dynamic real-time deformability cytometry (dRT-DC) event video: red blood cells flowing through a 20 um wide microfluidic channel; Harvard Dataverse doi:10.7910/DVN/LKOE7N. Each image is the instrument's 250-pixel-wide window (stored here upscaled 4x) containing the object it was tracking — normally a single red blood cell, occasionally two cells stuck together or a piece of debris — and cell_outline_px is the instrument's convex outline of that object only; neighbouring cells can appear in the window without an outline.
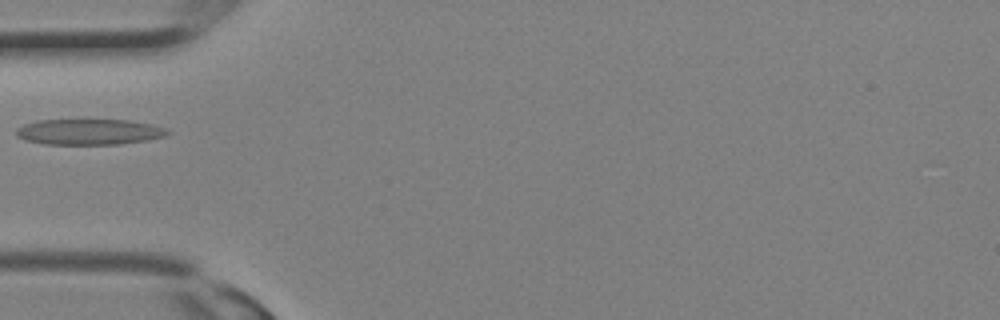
{"species": "Egyptian fruit bat (a non-hibernating species)", "species_latin": "Rousettus aegyptiacus", "temperature_condition": "room temperature", "stored_images_in_passage": 11, "camera_frame_rate_fps": 3000, "um_per_image_px": 0.085, "animal": {"sex": "female"}, "frame": {"image": 1, "passage_image": 10, "time_ms": 3.0, "image_size_px": [1000, 320], "cell_outline_px": [[172, 132], [164, 136], [148, 140], [120, 144], [44, 144], [24, 140], [16, 136], [16, 128], [24, 124], [36, 120], [128, 120], [152, 124], [168, 128]], "centroid_in_image_um": [7.59, 11.21], "position_along_channel_um": 77.4, "area_um2": 22.89}}